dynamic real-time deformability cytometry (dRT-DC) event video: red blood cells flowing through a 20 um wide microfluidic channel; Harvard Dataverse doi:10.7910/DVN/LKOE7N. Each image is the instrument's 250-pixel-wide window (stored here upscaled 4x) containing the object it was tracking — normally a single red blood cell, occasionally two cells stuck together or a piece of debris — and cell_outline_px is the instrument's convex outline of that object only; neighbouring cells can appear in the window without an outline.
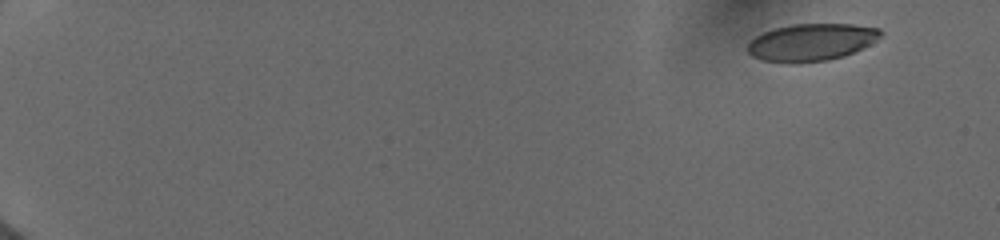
{"species": "human", "species_latin": "Homo sapiens", "temperature_condition": "cold", "stored_images_in_passage": 14, "camera_frame_rate_fps": 3000, "um_per_image_px": 0.085, "donor": {"sex": "female"}, "frame": {"image": 1, "passage_image": 1, "time_ms": 0.0, "image_size_px": [1000, 240], "cell_outline_px": [[884, 32], [876, 40], [844, 56], [828, 60], [764, 60], [752, 56], [748, 52], [748, 44], [756, 36], [764, 32], [776, 28], [792, 24], [852, 24], [880, 28]], "centroid_in_image_um": [69.01, 3.54], "position_along_channel_um": 16.0, "area_um2": 27.8}}
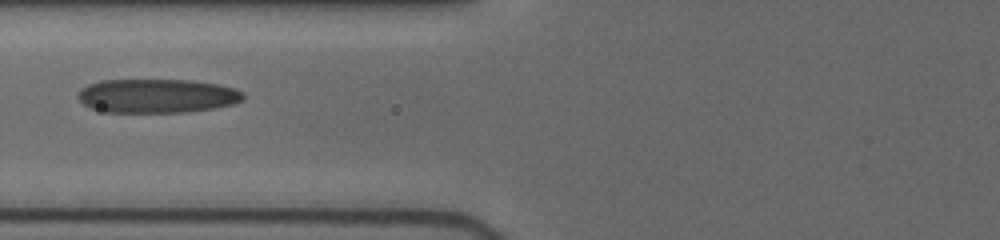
{"frame": {"image": 2, "passage_image": 8, "time_ms": 7.0, "image_size_px": [1000, 240], "cell_outline_px": [[244, 100], [232, 104], [212, 108], [184, 112], [104, 112], [92, 108], [84, 104], [76, 96], [76, 92], [80, 88], [88, 84], [100, 80], [192, 80], [220, 84], [244, 92]], "centroid_in_image_um": [13.32, 8.14], "position_along_channel_um": 112.5, "area_um2": 32.89}}
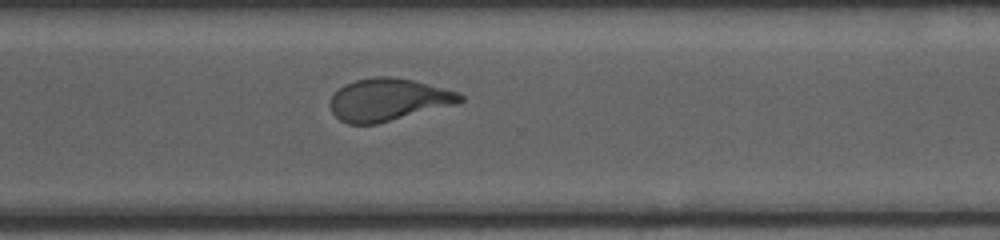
{"frame": {"image": 3, "passage_image": 14, "time_ms": 12.667, "image_size_px": [1000, 240], "cell_outline_px": [[464, 100], [460, 104], [376, 124], [348, 124], [340, 120], [332, 112], [332, 96], [344, 84], [356, 80], [372, 76], [392, 76], [412, 80], [460, 92], [464, 96]], "centroid_in_image_um": [33.07, 8.47], "position_along_channel_um": 337.5, "area_um2": 32.25}}